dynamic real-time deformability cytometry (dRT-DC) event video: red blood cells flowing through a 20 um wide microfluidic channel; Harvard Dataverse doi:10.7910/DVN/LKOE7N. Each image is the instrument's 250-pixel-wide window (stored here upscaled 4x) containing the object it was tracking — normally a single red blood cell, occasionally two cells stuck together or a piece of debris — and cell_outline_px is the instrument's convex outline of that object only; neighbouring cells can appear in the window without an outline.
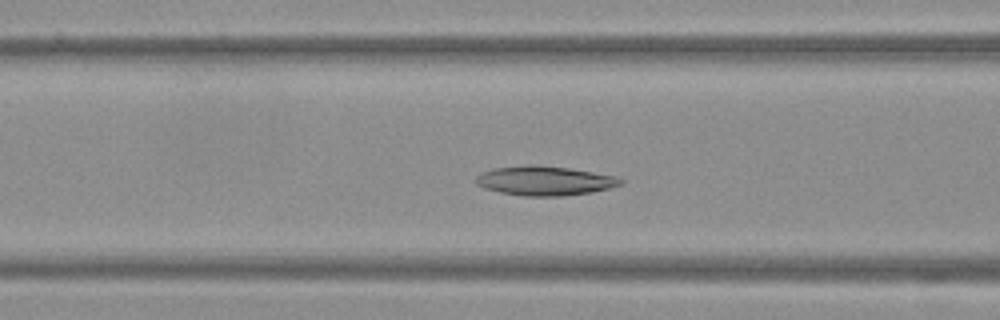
{"species": "Egyptian fruit bat (a non-hibernating species)", "species_latin": "Rousettus aegyptiacus", "temperature_condition": "warm", "stored_images_in_passage": 48, "camera_frame_rate_fps": 3000, "um_per_image_px": 0.085, "frame": {"image": 1, "passage_image": 18, "time_ms": 5.667, "image_size_px": [1000, 320], "cell_outline_px": [[624, 184], [592, 192], [564, 196], [524, 196], [500, 192], [484, 188], [476, 184], [476, 176], [484, 172], [496, 168], [528, 164], [532, 164], [568, 168], [616, 176], [624, 180]], "centroid_in_image_um": [46.32, 15.37], "position_along_channel_um": 120.3, "area_um2": 24.68}}
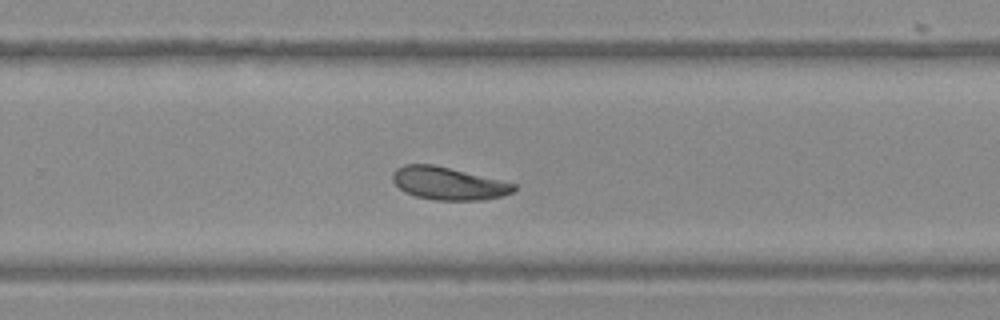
{"frame": {"image": 2, "passage_image": 31, "time_ms": 10.0, "image_size_px": [1000, 320], "cell_outline_px": [[516, 188], [512, 192], [500, 196], [484, 200], [436, 200], [416, 196], [404, 192], [392, 180], [392, 172], [396, 168], [404, 164], [432, 164], [500, 180], [516, 184]], "centroid_in_image_um": [38.07, 15.59], "position_along_channel_um": 291.7, "area_um2": 22.89}}
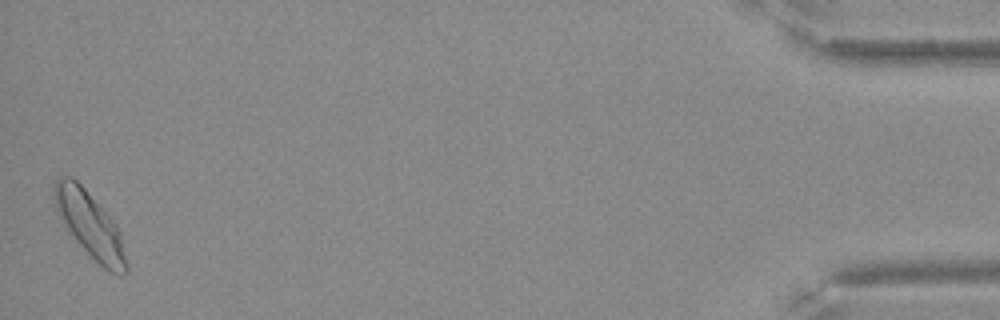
{"frame": {"image": 3, "passage_image": 48, "time_ms": 15.667, "image_size_px": [1000, 320], "cell_outline_px": [[128, 272], [120, 276], [108, 272], [68, 232], [60, 220], [56, 212], [52, 196], [52, 188], [56, 180], [60, 176], [72, 176], [84, 188], [116, 224], [120, 232], [128, 264]], "centroid_in_image_um": [7.62, 19.1], "position_along_channel_um": 427.6, "area_um2": 27.57}}